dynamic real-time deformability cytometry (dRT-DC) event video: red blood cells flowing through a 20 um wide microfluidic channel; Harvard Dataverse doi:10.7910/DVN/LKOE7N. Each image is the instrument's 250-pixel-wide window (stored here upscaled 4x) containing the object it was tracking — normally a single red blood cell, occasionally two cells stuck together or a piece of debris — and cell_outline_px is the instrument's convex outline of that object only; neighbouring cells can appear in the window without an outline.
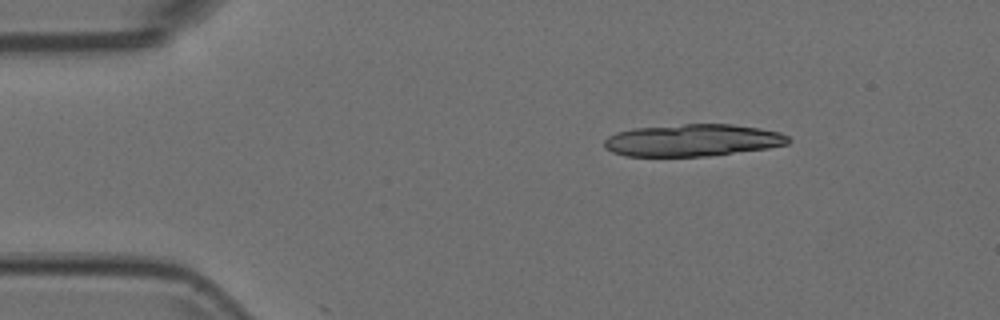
{"species": "Egyptian fruit bat (a non-hibernating species)", "species_latin": "Rousettus aegyptiacus", "temperature_condition": "room temperature", "stored_images_in_passage": 2, "camera_frame_rate_fps": 3000, "um_per_image_px": 0.085, "animal": {"sex": "female"}, "frame": {"image": 1, "passage_image": 1, "time_ms": 0.0, "image_size_px": [1000, 320], "cell_outline_px": [[792, 140], [788, 144], [768, 148], [708, 156], [624, 156], [612, 152], [604, 148], [604, 140], [608, 136], [616, 132], [636, 128], [684, 124], [732, 124], [760, 128], [780, 132], [788, 136]], "centroid_in_image_um": [58.88, 11.92], "position_along_channel_um": 26.1, "area_um2": 34.56}}